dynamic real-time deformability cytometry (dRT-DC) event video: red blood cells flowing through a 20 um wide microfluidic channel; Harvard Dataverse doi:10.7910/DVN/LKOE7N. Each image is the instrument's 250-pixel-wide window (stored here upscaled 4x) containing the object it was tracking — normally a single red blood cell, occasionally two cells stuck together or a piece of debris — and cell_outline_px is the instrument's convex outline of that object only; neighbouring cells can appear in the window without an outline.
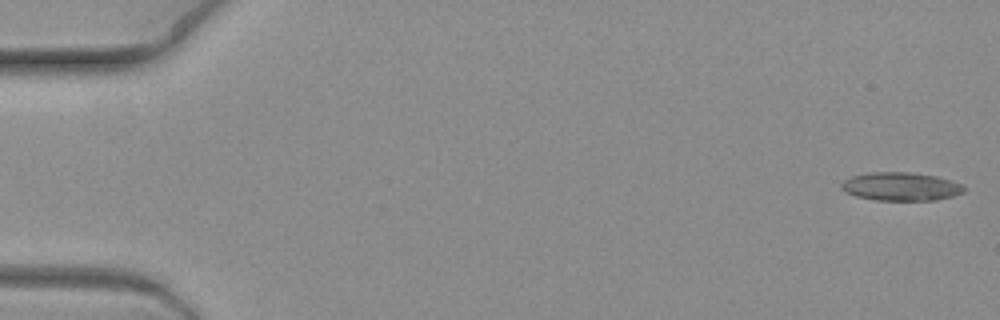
{"species": "common noctule bat (a hibernating species)", "species_latin": "Nyctalus noctula", "temperature_condition": "warm", "stored_images_in_passage": 11, "camera_frame_rate_fps": 3000, "um_per_image_px": 0.085, "animal": {"sex": "female", "body_mass_g": 19.3, "forearm_length_mm": 54.1}, "frame": {"image": 1, "passage_image": 1, "time_ms": 0.0, "image_size_px": [1000, 320], "cell_outline_px": [[964, 192], [952, 196], [936, 200], [876, 200], [856, 196], [840, 188], [840, 184], [844, 180], [852, 176], [872, 172], [908, 172], [936, 176], [960, 184], [964, 188]], "centroid_in_image_um": [76.55, 15.85], "position_along_channel_um": 8.5, "area_um2": 20.0}}
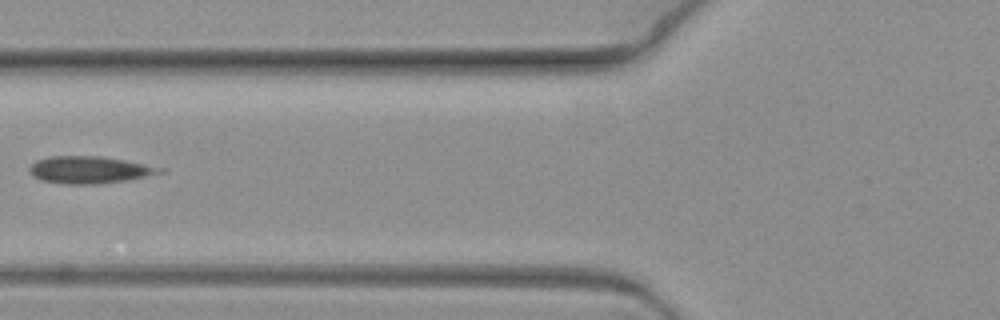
{"frame": {"image": 2, "passage_image": 8, "time_ms": 2.333, "image_size_px": [1000, 320], "cell_outline_px": [[164, 172], [128, 180], [96, 184], [64, 184], [40, 180], [32, 176], [28, 172], [28, 168], [36, 160], [48, 156], [100, 156], [124, 160], [164, 168]], "centroid_in_image_um": [7.55, 14.44], "position_along_channel_um": 118.3, "area_um2": 20.69}}
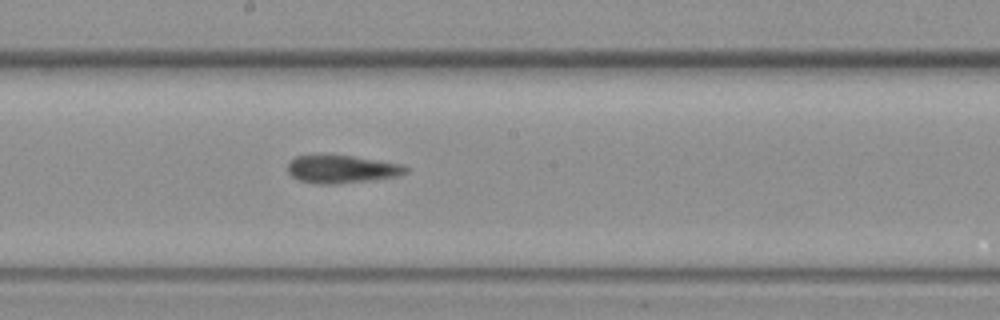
{"frame": {"image": 3, "passage_image": 11, "time_ms": 3.333, "image_size_px": [1000, 320], "cell_outline_px": [[408, 172], [396, 176], [368, 180], [336, 184], [316, 184], [300, 180], [292, 176], [288, 172], [288, 164], [296, 156], [324, 152], [352, 156], [400, 164], [408, 168]], "centroid_in_image_um": [28.98, 14.34], "position_along_channel_um": 219.2, "area_um2": 19.48}}